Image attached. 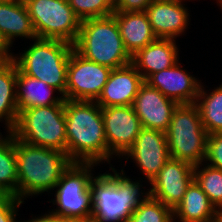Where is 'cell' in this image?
<instances>
[{
	"instance_id": "obj_35",
	"label": "cell",
	"mask_w": 222,
	"mask_h": 222,
	"mask_svg": "<svg viewBox=\"0 0 222 222\" xmlns=\"http://www.w3.org/2000/svg\"><path fill=\"white\" fill-rule=\"evenodd\" d=\"M67 222H93V221L91 219H85V220L67 219Z\"/></svg>"
},
{
	"instance_id": "obj_34",
	"label": "cell",
	"mask_w": 222,
	"mask_h": 222,
	"mask_svg": "<svg viewBox=\"0 0 222 222\" xmlns=\"http://www.w3.org/2000/svg\"><path fill=\"white\" fill-rule=\"evenodd\" d=\"M8 196H9V195L0 188V204H1Z\"/></svg>"
},
{
	"instance_id": "obj_9",
	"label": "cell",
	"mask_w": 222,
	"mask_h": 222,
	"mask_svg": "<svg viewBox=\"0 0 222 222\" xmlns=\"http://www.w3.org/2000/svg\"><path fill=\"white\" fill-rule=\"evenodd\" d=\"M39 39H58L74 44L81 20L68 0H23Z\"/></svg>"
},
{
	"instance_id": "obj_16",
	"label": "cell",
	"mask_w": 222,
	"mask_h": 222,
	"mask_svg": "<svg viewBox=\"0 0 222 222\" xmlns=\"http://www.w3.org/2000/svg\"><path fill=\"white\" fill-rule=\"evenodd\" d=\"M144 78L130 63L112 69L108 81L95 101L101 108L132 105Z\"/></svg>"
},
{
	"instance_id": "obj_17",
	"label": "cell",
	"mask_w": 222,
	"mask_h": 222,
	"mask_svg": "<svg viewBox=\"0 0 222 222\" xmlns=\"http://www.w3.org/2000/svg\"><path fill=\"white\" fill-rule=\"evenodd\" d=\"M184 5L153 0L146 8L145 13L157 38L175 40L184 33L190 16Z\"/></svg>"
},
{
	"instance_id": "obj_33",
	"label": "cell",
	"mask_w": 222,
	"mask_h": 222,
	"mask_svg": "<svg viewBox=\"0 0 222 222\" xmlns=\"http://www.w3.org/2000/svg\"><path fill=\"white\" fill-rule=\"evenodd\" d=\"M10 51V47L0 35V63L13 59L14 54H12Z\"/></svg>"
},
{
	"instance_id": "obj_22",
	"label": "cell",
	"mask_w": 222,
	"mask_h": 222,
	"mask_svg": "<svg viewBox=\"0 0 222 222\" xmlns=\"http://www.w3.org/2000/svg\"><path fill=\"white\" fill-rule=\"evenodd\" d=\"M52 86L45 82L25 75L17 67L16 100L18 113L27 108L42 107L54 104H65L63 96H53L57 92Z\"/></svg>"
},
{
	"instance_id": "obj_32",
	"label": "cell",
	"mask_w": 222,
	"mask_h": 222,
	"mask_svg": "<svg viewBox=\"0 0 222 222\" xmlns=\"http://www.w3.org/2000/svg\"><path fill=\"white\" fill-rule=\"evenodd\" d=\"M24 222H67V219L58 215H54L49 211L48 214H44L43 216H35V218H31L28 221Z\"/></svg>"
},
{
	"instance_id": "obj_23",
	"label": "cell",
	"mask_w": 222,
	"mask_h": 222,
	"mask_svg": "<svg viewBox=\"0 0 222 222\" xmlns=\"http://www.w3.org/2000/svg\"><path fill=\"white\" fill-rule=\"evenodd\" d=\"M17 65L13 59L0 63V122L11 132L18 118L16 100ZM4 119V120H3Z\"/></svg>"
},
{
	"instance_id": "obj_25",
	"label": "cell",
	"mask_w": 222,
	"mask_h": 222,
	"mask_svg": "<svg viewBox=\"0 0 222 222\" xmlns=\"http://www.w3.org/2000/svg\"><path fill=\"white\" fill-rule=\"evenodd\" d=\"M7 134L3 138L0 133V188L18 199L15 137L11 132Z\"/></svg>"
},
{
	"instance_id": "obj_37",
	"label": "cell",
	"mask_w": 222,
	"mask_h": 222,
	"mask_svg": "<svg viewBox=\"0 0 222 222\" xmlns=\"http://www.w3.org/2000/svg\"><path fill=\"white\" fill-rule=\"evenodd\" d=\"M217 1V3H218V5H220V8H222V0H216Z\"/></svg>"
},
{
	"instance_id": "obj_5",
	"label": "cell",
	"mask_w": 222,
	"mask_h": 222,
	"mask_svg": "<svg viewBox=\"0 0 222 222\" xmlns=\"http://www.w3.org/2000/svg\"><path fill=\"white\" fill-rule=\"evenodd\" d=\"M73 44L58 39L36 38L24 53L13 56L17 67L28 76L54 87L66 99L67 68Z\"/></svg>"
},
{
	"instance_id": "obj_19",
	"label": "cell",
	"mask_w": 222,
	"mask_h": 222,
	"mask_svg": "<svg viewBox=\"0 0 222 222\" xmlns=\"http://www.w3.org/2000/svg\"><path fill=\"white\" fill-rule=\"evenodd\" d=\"M119 26L124 47L130 56L157 39L145 11L112 14Z\"/></svg>"
},
{
	"instance_id": "obj_30",
	"label": "cell",
	"mask_w": 222,
	"mask_h": 222,
	"mask_svg": "<svg viewBox=\"0 0 222 222\" xmlns=\"http://www.w3.org/2000/svg\"><path fill=\"white\" fill-rule=\"evenodd\" d=\"M21 204H23V202L19 199L14 196H8L0 204V222H17V208H19Z\"/></svg>"
},
{
	"instance_id": "obj_26",
	"label": "cell",
	"mask_w": 222,
	"mask_h": 222,
	"mask_svg": "<svg viewBox=\"0 0 222 222\" xmlns=\"http://www.w3.org/2000/svg\"><path fill=\"white\" fill-rule=\"evenodd\" d=\"M194 180L222 215V170L201 163L194 166Z\"/></svg>"
},
{
	"instance_id": "obj_10",
	"label": "cell",
	"mask_w": 222,
	"mask_h": 222,
	"mask_svg": "<svg viewBox=\"0 0 222 222\" xmlns=\"http://www.w3.org/2000/svg\"><path fill=\"white\" fill-rule=\"evenodd\" d=\"M111 71L107 66L83 58L73 49L67 68L66 99L96 101Z\"/></svg>"
},
{
	"instance_id": "obj_31",
	"label": "cell",
	"mask_w": 222,
	"mask_h": 222,
	"mask_svg": "<svg viewBox=\"0 0 222 222\" xmlns=\"http://www.w3.org/2000/svg\"><path fill=\"white\" fill-rule=\"evenodd\" d=\"M153 0H115V11H145Z\"/></svg>"
},
{
	"instance_id": "obj_14",
	"label": "cell",
	"mask_w": 222,
	"mask_h": 222,
	"mask_svg": "<svg viewBox=\"0 0 222 222\" xmlns=\"http://www.w3.org/2000/svg\"><path fill=\"white\" fill-rule=\"evenodd\" d=\"M177 103L164 96L157 88L144 82L132 107L143 128L166 132Z\"/></svg>"
},
{
	"instance_id": "obj_2",
	"label": "cell",
	"mask_w": 222,
	"mask_h": 222,
	"mask_svg": "<svg viewBox=\"0 0 222 222\" xmlns=\"http://www.w3.org/2000/svg\"><path fill=\"white\" fill-rule=\"evenodd\" d=\"M18 199L54 190L62 174L73 163L57 149L35 146L15 138Z\"/></svg>"
},
{
	"instance_id": "obj_3",
	"label": "cell",
	"mask_w": 222,
	"mask_h": 222,
	"mask_svg": "<svg viewBox=\"0 0 222 222\" xmlns=\"http://www.w3.org/2000/svg\"><path fill=\"white\" fill-rule=\"evenodd\" d=\"M110 170L114 173L105 172L91 182L93 222H126L133 210L149 196V192H140V182L125 176L123 169L119 173L111 166Z\"/></svg>"
},
{
	"instance_id": "obj_4",
	"label": "cell",
	"mask_w": 222,
	"mask_h": 222,
	"mask_svg": "<svg viewBox=\"0 0 222 222\" xmlns=\"http://www.w3.org/2000/svg\"><path fill=\"white\" fill-rule=\"evenodd\" d=\"M73 47L83 58L111 69L131 63L113 15L82 20Z\"/></svg>"
},
{
	"instance_id": "obj_28",
	"label": "cell",
	"mask_w": 222,
	"mask_h": 222,
	"mask_svg": "<svg viewBox=\"0 0 222 222\" xmlns=\"http://www.w3.org/2000/svg\"><path fill=\"white\" fill-rule=\"evenodd\" d=\"M68 3L81 21L111 16L115 11V0H68Z\"/></svg>"
},
{
	"instance_id": "obj_15",
	"label": "cell",
	"mask_w": 222,
	"mask_h": 222,
	"mask_svg": "<svg viewBox=\"0 0 222 222\" xmlns=\"http://www.w3.org/2000/svg\"><path fill=\"white\" fill-rule=\"evenodd\" d=\"M178 63L179 61L167 69L151 74L145 82L178 105L194 104L199 94L200 80L183 70Z\"/></svg>"
},
{
	"instance_id": "obj_20",
	"label": "cell",
	"mask_w": 222,
	"mask_h": 222,
	"mask_svg": "<svg viewBox=\"0 0 222 222\" xmlns=\"http://www.w3.org/2000/svg\"><path fill=\"white\" fill-rule=\"evenodd\" d=\"M0 35L9 47L17 37L35 40V33L29 12L23 0L0 2Z\"/></svg>"
},
{
	"instance_id": "obj_36",
	"label": "cell",
	"mask_w": 222,
	"mask_h": 222,
	"mask_svg": "<svg viewBox=\"0 0 222 222\" xmlns=\"http://www.w3.org/2000/svg\"><path fill=\"white\" fill-rule=\"evenodd\" d=\"M157 1H167V2H175V3H182L184 2L185 0H157Z\"/></svg>"
},
{
	"instance_id": "obj_27",
	"label": "cell",
	"mask_w": 222,
	"mask_h": 222,
	"mask_svg": "<svg viewBox=\"0 0 222 222\" xmlns=\"http://www.w3.org/2000/svg\"><path fill=\"white\" fill-rule=\"evenodd\" d=\"M173 210L150 195L139 204L126 222H172Z\"/></svg>"
},
{
	"instance_id": "obj_38",
	"label": "cell",
	"mask_w": 222,
	"mask_h": 222,
	"mask_svg": "<svg viewBox=\"0 0 222 222\" xmlns=\"http://www.w3.org/2000/svg\"><path fill=\"white\" fill-rule=\"evenodd\" d=\"M12 0H0V2H10Z\"/></svg>"
},
{
	"instance_id": "obj_1",
	"label": "cell",
	"mask_w": 222,
	"mask_h": 222,
	"mask_svg": "<svg viewBox=\"0 0 222 222\" xmlns=\"http://www.w3.org/2000/svg\"><path fill=\"white\" fill-rule=\"evenodd\" d=\"M66 153L73 163L108 162L102 108L95 101L65 99Z\"/></svg>"
},
{
	"instance_id": "obj_21",
	"label": "cell",
	"mask_w": 222,
	"mask_h": 222,
	"mask_svg": "<svg viewBox=\"0 0 222 222\" xmlns=\"http://www.w3.org/2000/svg\"><path fill=\"white\" fill-rule=\"evenodd\" d=\"M173 215L178 222H218L222 217L195 180L189 184Z\"/></svg>"
},
{
	"instance_id": "obj_6",
	"label": "cell",
	"mask_w": 222,
	"mask_h": 222,
	"mask_svg": "<svg viewBox=\"0 0 222 222\" xmlns=\"http://www.w3.org/2000/svg\"><path fill=\"white\" fill-rule=\"evenodd\" d=\"M165 135L171 158L193 166L205 161L208 133L195 103L177 105Z\"/></svg>"
},
{
	"instance_id": "obj_13",
	"label": "cell",
	"mask_w": 222,
	"mask_h": 222,
	"mask_svg": "<svg viewBox=\"0 0 222 222\" xmlns=\"http://www.w3.org/2000/svg\"><path fill=\"white\" fill-rule=\"evenodd\" d=\"M123 156L135 161L150 183L170 158L167 137L164 132L142 128L133 146Z\"/></svg>"
},
{
	"instance_id": "obj_7",
	"label": "cell",
	"mask_w": 222,
	"mask_h": 222,
	"mask_svg": "<svg viewBox=\"0 0 222 222\" xmlns=\"http://www.w3.org/2000/svg\"><path fill=\"white\" fill-rule=\"evenodd\" d=\"M12 135L28 144L66 153L64 104L23 109L18 113Z\"/></svg>"
},
{
	"instance_id": "obj_11",
	"label": "cell",
	"mask_w": 222,
	"mask_h": 222,
	"mask_svg": "<svg viewBox=\"0 0 222 222\" xmlns=\"http://www.w3.org/2000/svg\"><path fill=\"white\" fill-rule=\"evenodd\" d=\"M102 117L110 164L112 155L121 158L133 146L143 127L132 105L102 108Z\"/></svg>"
},
{
	"instance_id": "obj_8",
	"label": "cell",
	"mask_w": 222,
	"mask_h": 222,
	"mask_svg": "<svg viewBox=\"0 0 222 222\" xmlns=\"http://www.w3.org/2000/svg\"><path fill=\"white\" fill-rule=\"evenodd\" d=\"M96 163H72L62 174L56 184L54 205L51 213L66 219L85 220L92 219L93 192L91 182L94 179L92 168ZM54 210V211H53Z\"/></svg>"
},
{
	"instance_id": "obj_12",
	"label": "cell",
	"mask_w": 222,
	"mask_h": 222,
	"mask_svg": "<svg viewBox=\"0 0 222 222\" xmlns=\"http://www.w3.org/2000/svg\"><path fill=\"white\" fill-rule=\"evenodd\" d=\"M194 180V166L169 158L151 180L149 195L174 210L183 200L189 184Z\"/></svg>"
},
{
	"instance_id": "obj_24",
	"label": "cell",
	"mask_w": 222,
	"mask_h": 222,
	"mask_svg": "<svg viewBox=\"0 0 222 222\" xmlns=\"http://www.w3.org/2000/svg\"><path fill=\"white\" fill-rule=\"evenodd\" d=\"M195 104L208 135L222 133V85L213 89L211 93L201 85Z\"/></svg>"
},
{
	"instance_id": "obj_18",
	"label": "cell",
	"mask_w": 222,
	"mask_h": 222,
	"mask_svg": "<svg viewBox=\"0 0 222 222\" xmlns=\"http://www.w3.org/2000/svg\"><path fill=\"white\" fill-rule=\"evenodd\" d=\"M176 40L157 38L131 56V64L146 80L151 74L175 65L179 60Z\"/></svg>"
},
{
	"instance_id": "obj_29",
	"label": "cell",
	"mask_w": 222,
	"mask_h": 222,
	"mask_svg": "<svg viewBox=\"0 0 222 222\" xmlns=\"http://www.w3.org/2000/svg\"><path fill=\"white\" fill-rule=\"evenodd\" d=\"M204 162L214 168L222 170V133L208 135Z\"/></svg>"
}]
</instances>
